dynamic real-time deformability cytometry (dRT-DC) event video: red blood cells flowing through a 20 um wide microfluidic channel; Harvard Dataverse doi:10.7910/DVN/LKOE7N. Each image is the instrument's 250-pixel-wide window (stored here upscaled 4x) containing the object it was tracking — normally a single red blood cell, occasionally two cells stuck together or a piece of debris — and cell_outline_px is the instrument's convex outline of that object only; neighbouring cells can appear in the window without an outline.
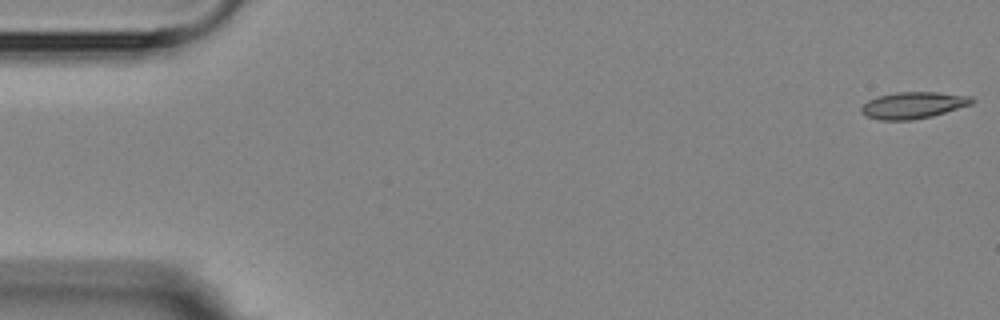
{"species": "Egyptian fruit bat (a non-hibernating species)", "species_latin": "Rousettus aegyptiacus", "temperature_condition": "room temperature", "stored_images_in_passage": 2, "camera_frame_rate_fps": 3000, "um_per_image_px": 0.085, "animal": {"sex": "female"}, "frame": {"image": 1, "passage_image": 1, "time_ms": 0.0, "image_size_px": [1000, 320], "cell_outline_px": [[976, 100], [972, 104], [932, 116], [912, 120], [880, 120], [864, 116], [860, 112], [860, 108], [868, 100], [880, 96], [896, 92], [936, 92], [972, 96]], "centroid_in_image_um": [77.62, 8.95], "position_along_channel_um": 7.4, "area_um2": 17.22}}